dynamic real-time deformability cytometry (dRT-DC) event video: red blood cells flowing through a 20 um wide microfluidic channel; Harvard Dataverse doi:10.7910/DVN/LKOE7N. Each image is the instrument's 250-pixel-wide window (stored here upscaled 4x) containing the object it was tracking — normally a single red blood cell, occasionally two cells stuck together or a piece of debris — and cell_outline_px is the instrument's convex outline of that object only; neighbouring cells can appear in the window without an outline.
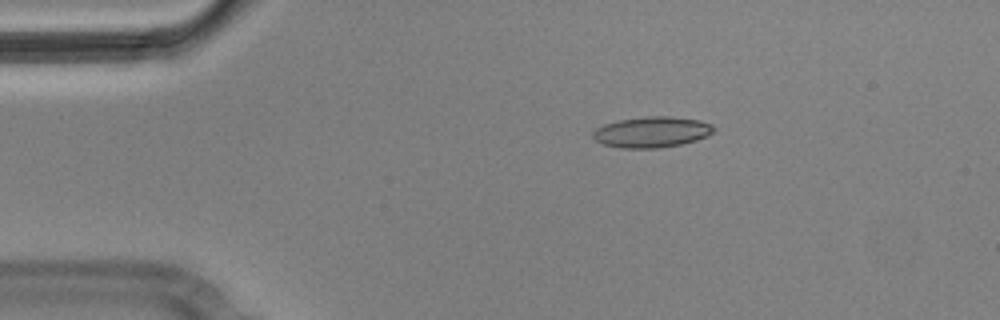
{"species": "Egyptian fruit bat (a non-hibernating species)", "species_latin": "Rousettus aegyptiacus", "temperature_condition": "cold", "stored_images_in_passage": 3, "camera_frame_rate_fps": 3000, "um_per_image_px": 0.085, "animal": {"sex": "male"}, "frame": {"image": 1, "passage_image": 1, "time_ms": 0.0, "image_size_px": [1000, 320], "cell_outline_px": [[716, 128], [708, 136], [696, 140], [680, 144], [660, 148], [620, 148], [604, 144], [596, 140], [592, 136], [592, 132], [596, 128], [604, 124], [620, 120], [648, 116], [672, 116], [700, 120], [712, 124]], "centroid_in_image_um": [55.42, 11.22], "position_along_channel_um": 29.6, "area_um2": 21.73}}